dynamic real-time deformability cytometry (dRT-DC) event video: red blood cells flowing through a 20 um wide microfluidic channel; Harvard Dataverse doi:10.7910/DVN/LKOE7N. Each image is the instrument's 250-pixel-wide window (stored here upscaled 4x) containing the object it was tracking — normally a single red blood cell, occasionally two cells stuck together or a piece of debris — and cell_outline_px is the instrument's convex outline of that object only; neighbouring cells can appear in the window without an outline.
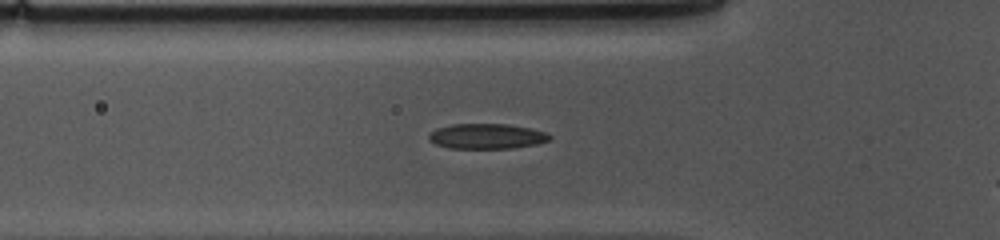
{"species": "common noctule bat (a hibernating species)", "species_latin": "Nyctalus noctula", "temperature_condition": "cold", "stored_images_in_passage": 29, "camera_frame_rate_fps": 3000, "um_per_image_px": 0.085, "animal": {"sex": "female", "body_mass_g": 10.0, "forearm_length_mm": 53.1}, "frame": {"image": 1, "passage_image": 2, "time_ms": 0.333, "image_size_px": [1000, 240], "cell_outline_px": [[552, 136], [548, 140], [536, 144], [512, 148], [448, 148], [436, 144], [428, 140], [428, 136], [436, 128], [452, 124], [508, 124], [532, 128], [548, 132]], "centroid_in_image_um": [41.39, 11.57], "position_along_channel_um": 84.4, "area_um2": 17.8}}
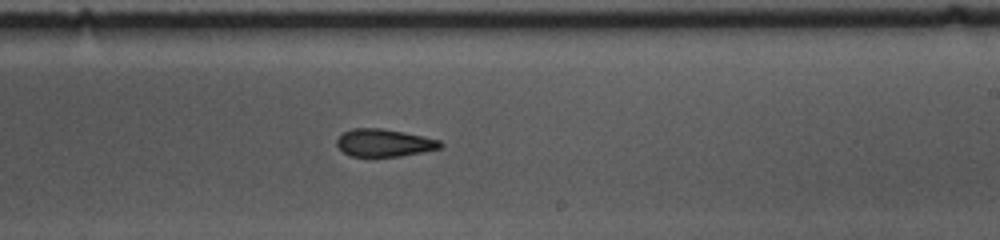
{"frame": {"image": 2, "passage_image": 16, "time_ms": 5.0, "image_size_px": [1000, 240], "cell_outline_px": [[444, 144], [440, 148], [400, 156], [352, 156], [344, 152], [336, 144], [336, 140], [344, 132], [352, 128], [380, 128], [404, 132], [440, 140]], "centroid_in_image_um": [32.65, 12.13], "position_along_channel_um": 256.4, "area_um2": 16.42}}
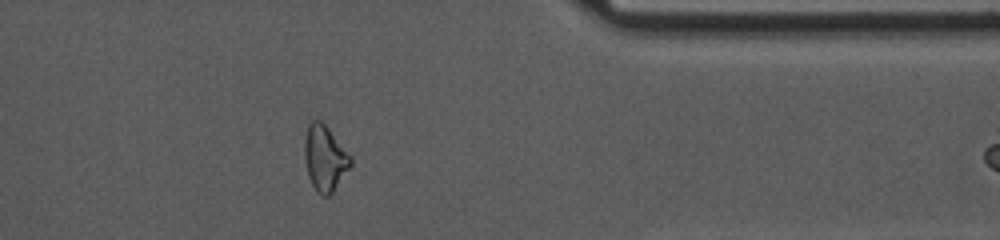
{"frame": {"image": 3, "passage_image": 28, "time_ms": 9.0, "image_size_px": [1000, 240], "cell_outline_px": [[352, 164], [332, 192], [328, 196], [324, 196], [316, 192], [308, 176], [304, 156], [304, 140], [308, 124], [312, 120], [320, 120], [328, 128], [352, 156]], "centroid_in_image_um": [27.6, 13.43], "position_along_channel_um": 383.8, "area_um2": 17.57}}